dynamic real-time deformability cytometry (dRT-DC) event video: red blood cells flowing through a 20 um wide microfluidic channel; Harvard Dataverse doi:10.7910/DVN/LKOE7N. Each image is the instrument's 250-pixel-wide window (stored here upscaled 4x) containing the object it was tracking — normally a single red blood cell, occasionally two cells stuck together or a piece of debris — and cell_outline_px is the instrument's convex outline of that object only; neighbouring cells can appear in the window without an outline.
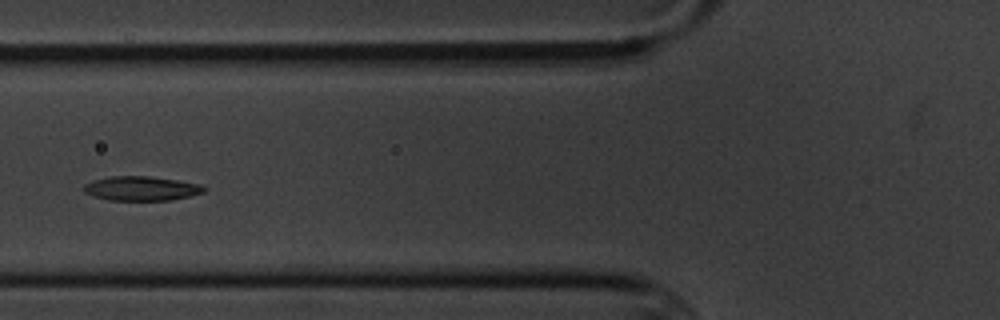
{"species": "common noctule bat (a hibernating species)", "species_latin": "Nyctalus noctula", "temperature_condition": "cold", "stored_images_in_passage": 13, "camera_frame_rate_fps": 3000, "um_per_image_px": 0.085, "animal": {"sex": "male", "body_mass_g": 20.1, "forearm_length_mm": 53.5}, "frame": {"image": 1, "passage_image": 4, "time_ms": 4.333, "image_size_px": [1000, 320], "cell_outline_px": [[208, 188], [204, 192], [172, 200], [108, 200], [84, 192], [84, 184], [92, 180], [108, 176], [148, 176], [176, 180], [200, 184]], "centroid_in_image_um": [12.01, 16.01], "position_along_channel_um": 113.8, "area_um2": 16.99}}
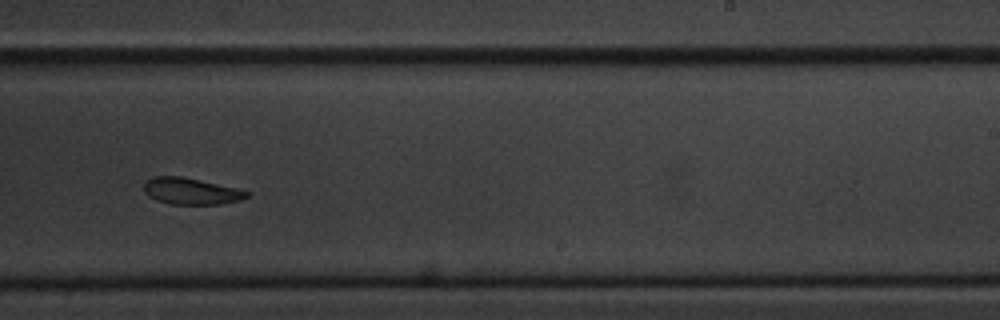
{"frame": {"image": 2, "passage_image": 8, "time_ms": 9.0, "image_size_px": [1000, 320], "cell_outline_px": [[248, 196], [240, 200], [220, 204], [172, 204], [156, 200], [148, 196], [144, 192], [144, 180], [152, 176], [180, 176], [236, 188], [248, 192]], "centroid_in_image_um": [16.16, 16.24], "position_along_channel_um": 272.8, "area_um2": 15.78}}
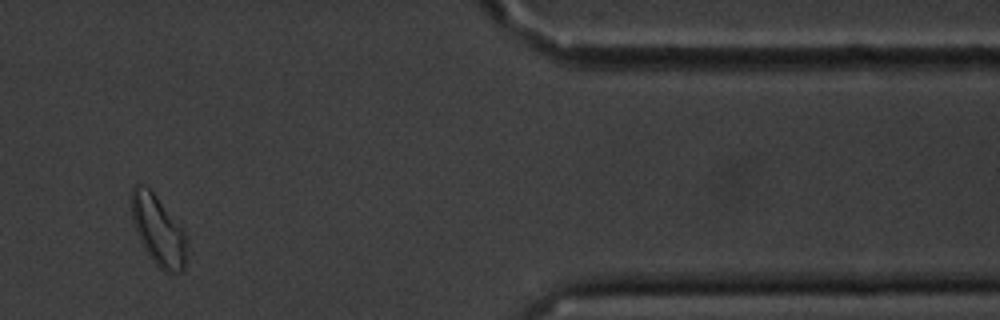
{"frame": {"image": 3, "passage_image": 12, "time_ms": 13.667, "image_size_px": [1000, 320], "cell_outline_px": [[188, 248], [184, 268], [180, 272], [164, 272], [152, 260], [144, 248], [136, 232], [132, 220], [132, 188], [136, 184], [144, 184], [156, 196], [184, 228], [188, 236]], "centroid_in_image_um": [13.5, 19.6], "position_along_channel_um": 397.9, "area_um2": 22.77}, "authors_computed_cell_mechanics": {"area_um2": 17.2244, "velocity_mm_per_s": 3.4078, "shape_relaxation_time_tau1_ms": 2.6826, "shape_relaxation_time_tau2_ms": null, "deformation_change_tau1": 0.0738, "deformation_change_tau2": null}}